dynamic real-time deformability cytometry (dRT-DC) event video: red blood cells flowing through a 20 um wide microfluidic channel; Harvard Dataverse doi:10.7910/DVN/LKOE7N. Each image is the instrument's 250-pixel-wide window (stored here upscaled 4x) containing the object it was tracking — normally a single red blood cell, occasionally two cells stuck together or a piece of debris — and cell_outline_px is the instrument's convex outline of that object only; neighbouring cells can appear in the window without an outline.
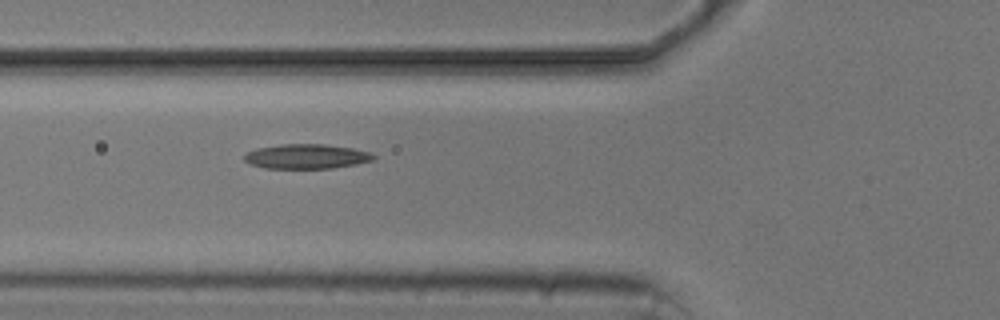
{"species": "common noctule bat (a hibernating species)", "species_latin": "Nyctalus noctula", "temperature_condition": "cold", "stored_images_in_passage": 5, "camera_frame_rate_fps": 3000, "um_per_image_px": 0.085, "animal": {"sex": "male", "body_mass_g": 20.5, "forearm_length_mm": 52.5}, "frame": {"image": 1, "passage_image": 5, "time_ms": 5.667, "image_size_px": [1000, 320], "cell_outline_px": [[376, 160], [356, 164], [332, 168], [264, 168], [248, 164], [244, 160], [244, 156], [248, 152], [256, 148], [280, 144], [324, 144], [352, 148], [368, 152], [376, 156]], "centroid_in_image_um": [26.04, 13.3], "position_along_channel_um": 99.8, "area_um2": 18.61}}